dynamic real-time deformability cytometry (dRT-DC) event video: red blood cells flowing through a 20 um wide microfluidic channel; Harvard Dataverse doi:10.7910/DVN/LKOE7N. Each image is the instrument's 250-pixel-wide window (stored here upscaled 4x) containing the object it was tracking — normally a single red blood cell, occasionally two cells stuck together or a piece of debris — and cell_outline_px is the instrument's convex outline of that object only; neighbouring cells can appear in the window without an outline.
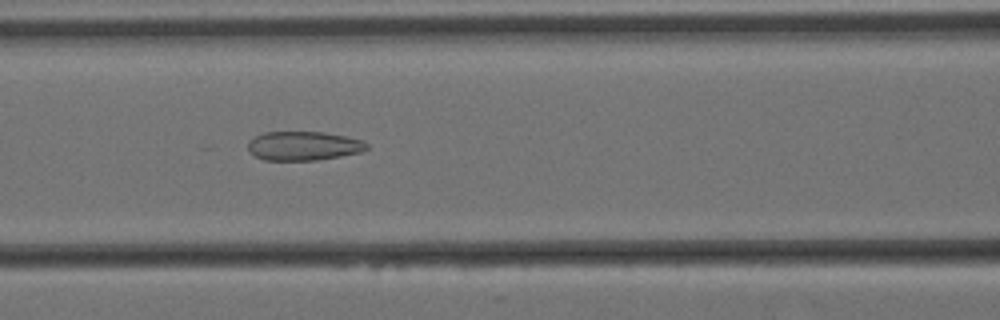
{"species": "Egyptian fruit bat (a non-hibernating species)", "species_latin": "Rousettus aegyptiacus", "temperature_condition": "cold", "stored_images_in_passage": 58, "camera_frame_rate_fps": 3000, "um_per_image_px": 0.085, "animal": {"sex": "female"}, "frame": {"image": 1, "passage_image": 24, "time_ms": 7.667, "image_size_px": [1000, 320], "cell_outline_px": [[368, 148], [360, 152], [340, 156], [316, 160], [264, 160], [248, 152], [248, 140], [264, 132], [324, 132], [344, 136], [360, 140], [368, 144]], "centroid_in_image_um": [25.76, 12.4], "position_along_channel_um": 140.8, "area_um2": 20.0}}
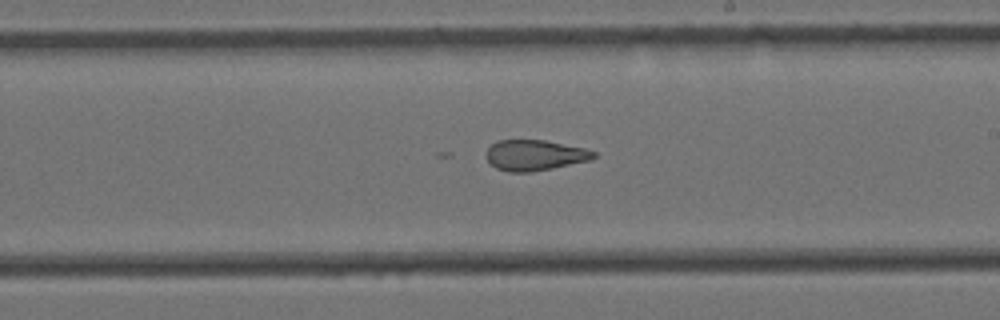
{"frame": {"image": 2, "passage_image": 33, "time_ms": 10.667, "image_size_px": [1000, 320], "cell_outline_px": [[596, 156], [592, 160], [552, 168], [528, 172], [508, 172], [496, 168], [484, 156], [488, 148], [496, 140], [544, 140], [584, 148], [596, 152]], "centroid_in_image_um": [45.45, 13.19], "position_along_channel_um": 243.6, "area_um2": 19.19}}
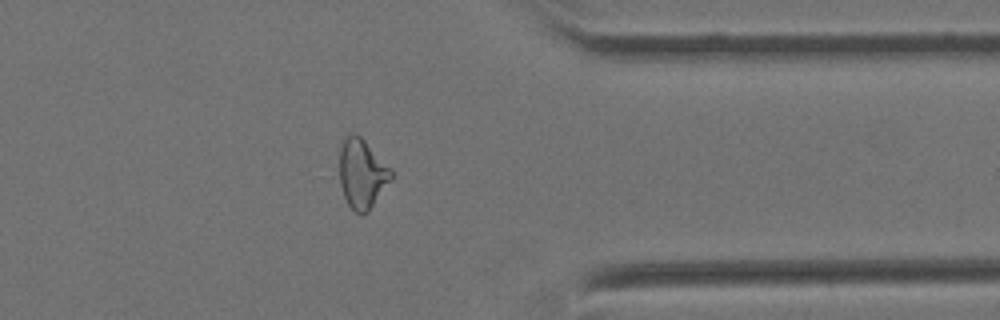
{"frame": {"image": 3, "passage_image": 46, "time_ms": 15.0, "image_size_px": [1000, 320], "cell_outline_px": [[392, 180], [368, 212], [360, 216], [348, 204], [344, 196], [340, 184], [340, 148], [344, 136], [348, 132], [352, 132], [360, 136], [392, 168]], "centroid_in_image_um": [30.78, 14.75], "position_along_channel_um": 380.6, "area_um2": 21.15}, "authors_computed_cell_mechanics": {"area_um2": 22.542, "velocity_mm_per_s": 3.4447, "shape_relaxation_time_tau1_ms": null, "shape_relaxation_time_tau2_ms": 2.5194, "deformation_change_tau1": null, "deformation_change_tau2": 0.1081}}